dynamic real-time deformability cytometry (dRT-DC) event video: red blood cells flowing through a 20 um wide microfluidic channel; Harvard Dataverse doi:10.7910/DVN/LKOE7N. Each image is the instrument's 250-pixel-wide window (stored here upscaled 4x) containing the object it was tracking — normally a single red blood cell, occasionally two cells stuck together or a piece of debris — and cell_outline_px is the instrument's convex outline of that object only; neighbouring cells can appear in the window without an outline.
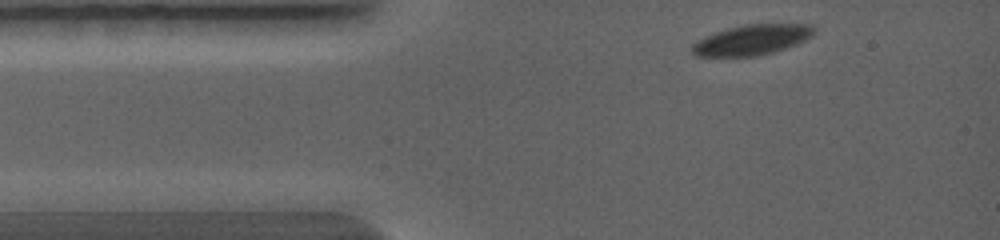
{"species": "common noctule bat (a hibernating species)", "species_latin": "Nyctalus noctula", "temperature_condition": "warm", "stored_images_in_passage": 5, "camera_frame_rate_fps": 5000, "um_per_image_px": 0.085, "animal": {"sex": "female", "body_mass_g": 19.0, "forearm_length_mm": 56.7}, "frame": {"image": 1, "passage_image": 1, "time_ms": 0.0, "image_size_px": [1000, 240], "cell_outline_px": [[816, 32], [812, 36], [796, 44], [772, 52], [756, 56], [692, 56], [692, 44], [696, 40], [704, 36], [728, 28], [744, 24], [812, 24], [816, 28]], "centroid_in_image_um": [63.9, 3.38], "position_along_channel_um": 21.1, "area_um2": 21.56}}
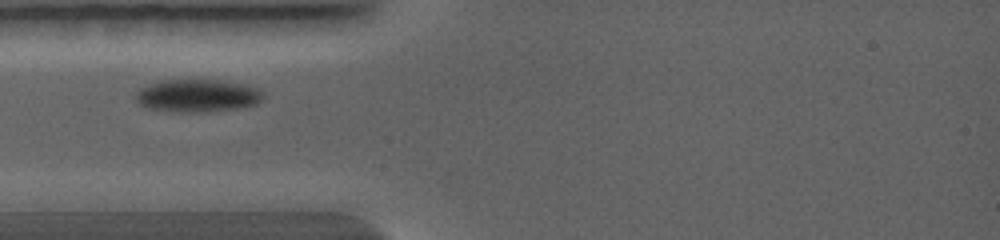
{"frame": {"image": 2, "passage_image": 5, "time_ms": 1.6, "image_size_px": [1000, 240], "cell_outline_px": [[264, 96], [256, 104], [236, 108], [208, 112], [172, 112], [148, 108], [140, 104], [136, 100], [136, 92], [140, 88], [148, 84], [160, 80], [224, 80], [260, 88], [264, 92]], "centroid_in_image_um": [16.78, 8.13], "position_along_channel_um": 68.2, "area_um2": 24.51}}